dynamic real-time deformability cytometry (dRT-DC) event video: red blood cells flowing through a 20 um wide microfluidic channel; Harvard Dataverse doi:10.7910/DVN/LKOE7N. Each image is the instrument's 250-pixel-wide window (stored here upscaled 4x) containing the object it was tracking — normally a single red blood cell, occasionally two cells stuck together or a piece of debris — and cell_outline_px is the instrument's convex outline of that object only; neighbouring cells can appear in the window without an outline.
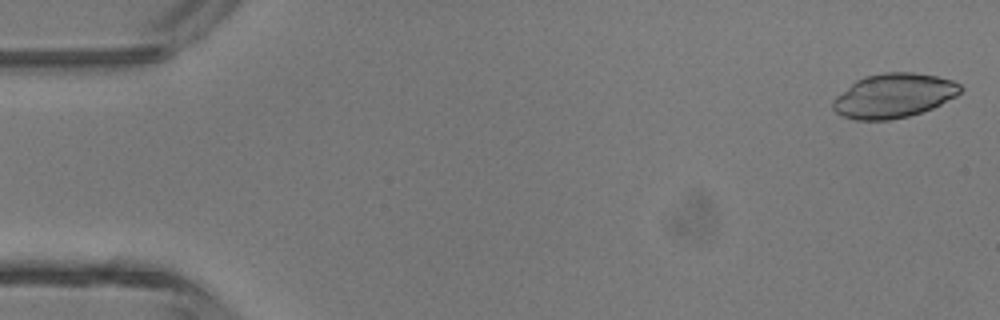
{"species": "common noctule bat (a hibernating species)", "species_latin": "Nyctalus noctula", "temperature_condition": "room temperature", "stored_images_in_passage": 5, "camera_frame_rate_fps": 3000, "um_per_image_px": 0.085, "animal": {"sex": "male", "body_mass_g": 13.3}, "frame": {"image": 1, "passage_image": 1, "time_ms": 0.0, "image_size_px": [1000, 320], "cell_outline_px": [[964, 88], [956, 96], [932, 108], [908, 116], [888, 120], [856, 120], [844, 116], [836, 112], [832, 108], [832, 100], [836, 96], [856, 80], [864, 76], [884, 72], [912, 72], [936, 76], [952, 80], [960, 84]], "centroid_in_image_um": [75.96, 8.12], "position_along_channel_um": 9.0, "area_um2": 32.83}}